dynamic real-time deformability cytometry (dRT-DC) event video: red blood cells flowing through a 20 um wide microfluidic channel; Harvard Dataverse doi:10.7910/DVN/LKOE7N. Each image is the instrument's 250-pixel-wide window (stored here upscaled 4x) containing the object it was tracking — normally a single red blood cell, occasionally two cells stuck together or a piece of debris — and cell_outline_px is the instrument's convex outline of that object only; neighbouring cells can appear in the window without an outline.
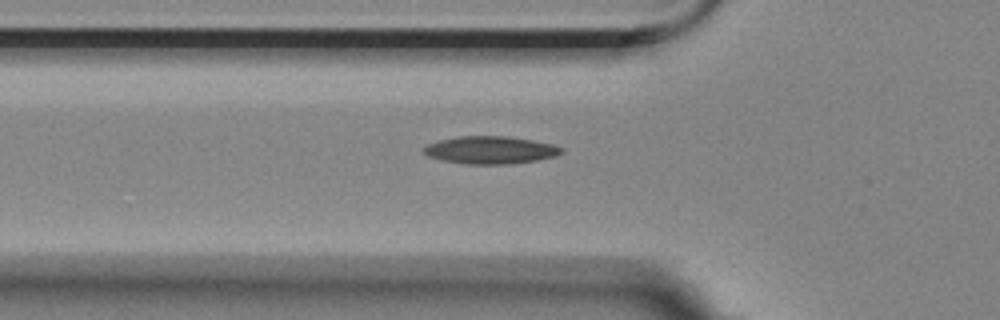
{"species": "Egyptian fruit bat (a non-hibernating species)", "species_latin": "Rousettus aegyptiacus", "temperature_condition": "room temperature", "stored_images_in_passage": 36, "camera_frame_rate_fps": 3000, "um_per_image_px": 0.085, "animal": {"sex": "female"}, "frame": {"image": 1, "passage_image": 2, "time_ms": 0.333, "image_size_px": [1000, 320], "cell_outline_px": [[564, 152], [556, 156], [536, 160], [512, 164], [464, 164], [440, 160], [428, 156], [424, 152], [424, 148], [428, 144], [440, 140], [460, 136], [508, 136], [532, 140], [552, 144], [564, 148]], "centroid_in_image_um": [41.71, 12.76], "position_along_channel_um": 84.1, "area_um2": 22.2}}
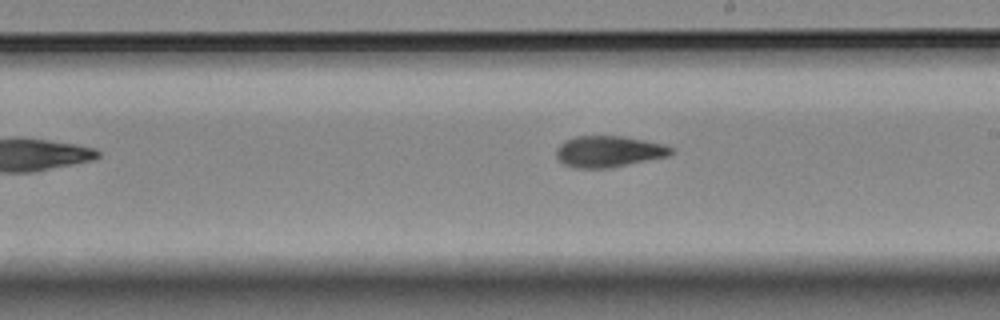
{"frame": {"image": 2, "passage_image": 15, "time_ms": 4.667, "image_size_px": [1000, 320], "cell_outline_px": [[676, 152], [668, 156], [608, 168], [572, 168], [564, 164], [556, 156], [556, 148], [564, 140], [576, 136], [624, 136], [664, 144], [672, 148]], "centroid_in_image_um": [51.73, 12.87], "position_along_channel_um": 237.3, "area_um2": 20.98}}
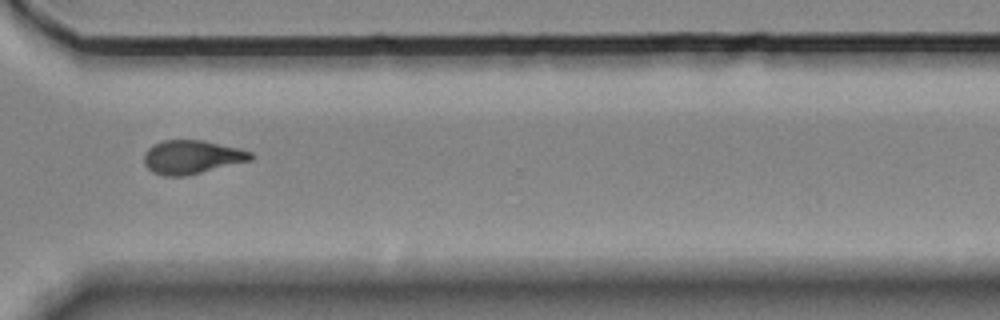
{"frame": {"image": 3, "passage_image": 25, "time_ms": 8.0, "image_size_px": [1000, 320], "cell_outline_px": [[256, 156], [252, 160], [188, 176], [164, 176], [152, 172], [144, 164], [144, 156], [148, 148], [152, 144], [164, 140], [204, 140], [240, 148], [252, 152]], "centroid_in_image_um": [16.34, 13.35], "position_along_channel_um": 354.3, "area_um2": 21.27}}